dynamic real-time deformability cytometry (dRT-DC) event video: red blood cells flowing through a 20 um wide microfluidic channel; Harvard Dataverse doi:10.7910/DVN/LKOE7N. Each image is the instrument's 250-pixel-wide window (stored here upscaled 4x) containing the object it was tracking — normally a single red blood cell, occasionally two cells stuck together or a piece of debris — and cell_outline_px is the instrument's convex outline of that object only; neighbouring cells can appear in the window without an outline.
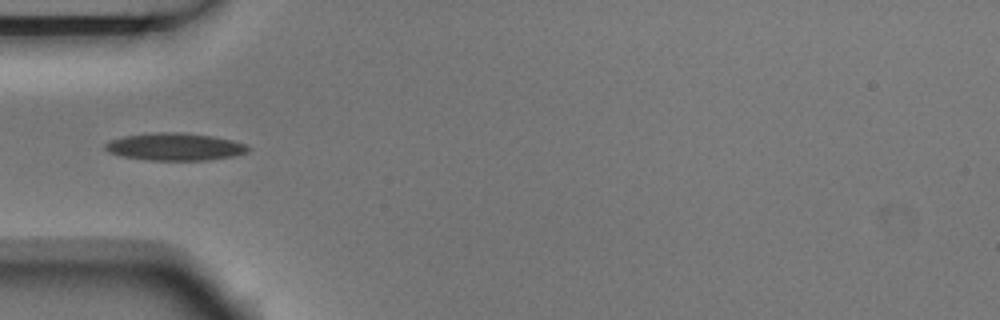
{"species": "Egyptian fruit bat (a non-hibernating species)", "species_latin": "Rousettus aegyptiacus", "temperature_condition": "room temperature", "stored_images_in_passage": 4, "camera_frame_rate_fps": 3000, "um_per_image_px": 0.085, "animal": {"sex": "male"}, "frame": {"image": 1, "passage_image": 4, "time_ms": 1.0, "image_size_px": [1000, 320], "cell_outline_px": [[252, 148], [248, 152], [232, 156], [208, 160], [148, 160], [120, 156], [108, 152], [104, 148], [104, 144], [112, 140], [124, 136], [156, 132], [180, 132], [212, 136], [232, 140], [244, 144]], "centroid_in_image_um": [14.86, 12.47], "position_along_channel_um": 70.1, "area_um2": 22.83}}